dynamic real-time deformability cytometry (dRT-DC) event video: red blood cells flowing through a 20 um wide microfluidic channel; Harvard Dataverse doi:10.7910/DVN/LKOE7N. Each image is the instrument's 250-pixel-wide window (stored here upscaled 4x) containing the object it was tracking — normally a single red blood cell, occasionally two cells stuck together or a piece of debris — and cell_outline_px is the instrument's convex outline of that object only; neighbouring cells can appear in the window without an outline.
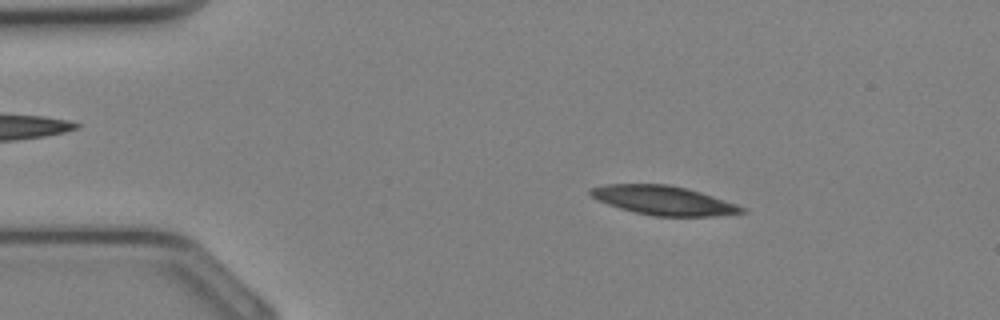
{"species": "Egyptian fruit bat (a non-hibernating species)", "species_latin": "Rousettus aegyptiacus", "temperature_condition": "cold", "stored_images_in_passage": 33, "camera_frame_rate_fps": 3000, "um_per_image_px": 0.085, "animal": {"sex": "female"}, "frame": {"image": 1, "passage_image": 5, "time_ms": 1.333, "image_size_px": [1000, 320], "cell_outline_px": [[748, 212], [716, 216], [652, 216], [620, 208], [608, 204], [592, 196], [588, 192], [588, 188], [608, 184], [668, 184], [700, 192], [736, 204], [744, 208]], "centroid_in_image_um": [56.4, 17.03], "position_along_channel_um": 28.6, "area_um2": 25.37}}
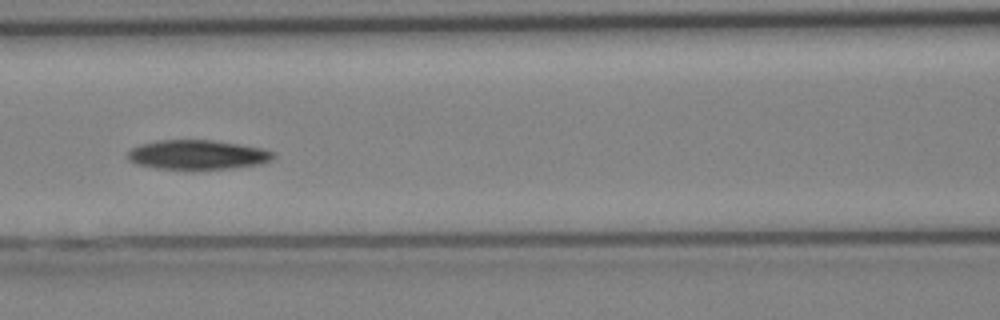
{"frame": {"image": 2, "passage_image": 14, "time_ms": 4.333, "image_size_px": [1000, 320], "cell_outline_px": [[276, 156], [272, 160], [260, 164], [228, 168], [192, 172], [156, 168], [136, 164], [128, 160], [128, 152], [132, 148], [140, 144], [160, 140], [212, 140], [240, 144], [264, 148], [276, 152]], "centroid_in_image_um": [16.81, 13.18], "position_along_channel_um": 149.8, "area_um2": 25.84}}
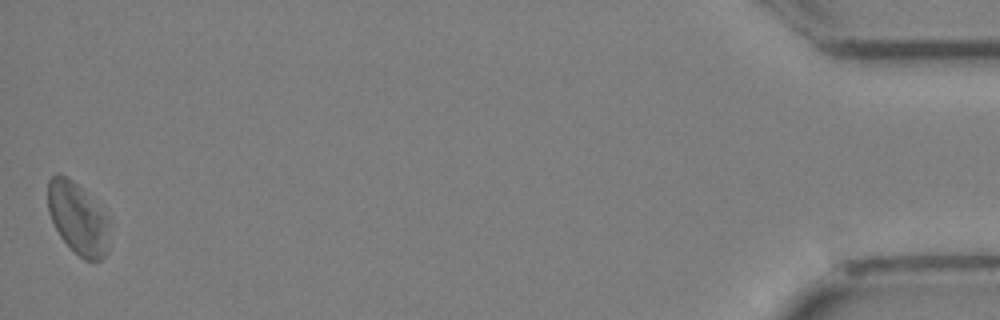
{"frame": {"image": 3, "passage_image": 33, "time_ms": 10.667, "image_size_px": [1000, 320], "cell_outline_px": [[108, 252], [100, 260], [84, 260], [60, 236], [48, 212], [48, 180], [56, 172], [60, 172], [68, 176], [80, 188], [104, 216]], "centroid_in_image_um": [6.52, 18.54], "position_along_channel_um": 428.7, "area_um2": 24.51}}